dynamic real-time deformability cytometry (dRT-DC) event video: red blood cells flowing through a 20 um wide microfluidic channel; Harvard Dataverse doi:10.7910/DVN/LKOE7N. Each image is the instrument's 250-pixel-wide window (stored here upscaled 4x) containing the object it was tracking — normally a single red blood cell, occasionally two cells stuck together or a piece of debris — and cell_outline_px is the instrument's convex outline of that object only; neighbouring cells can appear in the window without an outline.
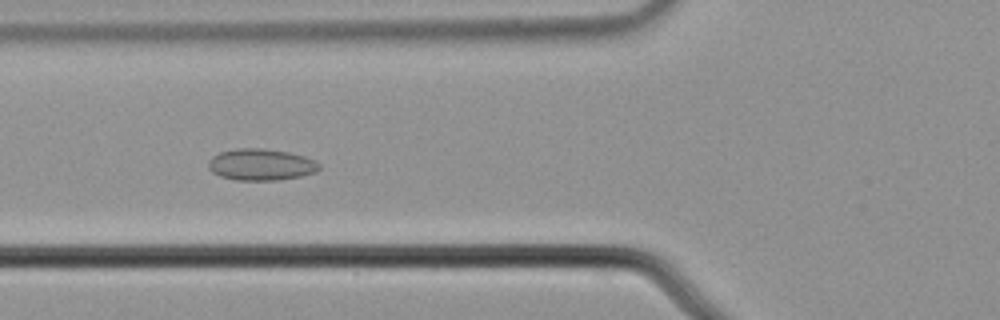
{"species": "common noctule bat (a hibernating species)", "species_latin": "Nyctalus noctula", "temperature_condition": "cold", "stored_images_in_passage": 7, "camera_frame_rate_fps": 3000, "um_per_image_px": 0.085, "animal": {"sex": "male", "body_mass_g": 21.5, "forearm_length_mm": 52.0}, "frame": {"image": 1, "passage_image": 6, "time_ms": 1.667, "image_size_px": [1000, 320], "cell_outline_px": [[320, 168], [316, 172], [300, 176], [276, 180], [236, 180], [220, 176], [212, 172], [208, 168], [208, 160], [212, 156], [220, 152], [236, 148], [264, 148], [288, 152], [304, 156], [316, 160], [320, 164]], "centroid_in_image_um": [22.17, 13.98], "position_along_channel_um": 103.6, "area_um2": 20.52}}
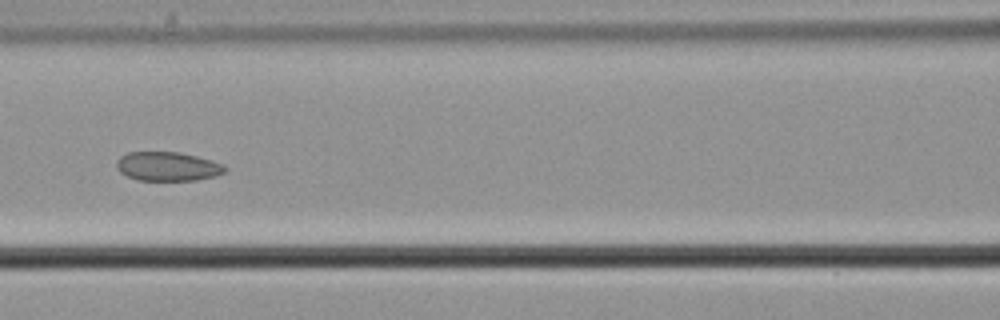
{"frame": {"image": 2, "passage_image": 7, "time_ms": 2.0, "image_size_px": [1000, 320], "cell_outline_px": [[228, 168], [224, 172], [216, 176], [196, 180], [140, 180], [128, 176], [120, 172], [116, 168], [116, 160], [120, 156], [128, 152], [180, 152], [212, 160], [224, 164]], "centroid_in_image_um": [14.26, 14.14], "position_along_channel_um": 152.3, "area_um2": 18.44}}